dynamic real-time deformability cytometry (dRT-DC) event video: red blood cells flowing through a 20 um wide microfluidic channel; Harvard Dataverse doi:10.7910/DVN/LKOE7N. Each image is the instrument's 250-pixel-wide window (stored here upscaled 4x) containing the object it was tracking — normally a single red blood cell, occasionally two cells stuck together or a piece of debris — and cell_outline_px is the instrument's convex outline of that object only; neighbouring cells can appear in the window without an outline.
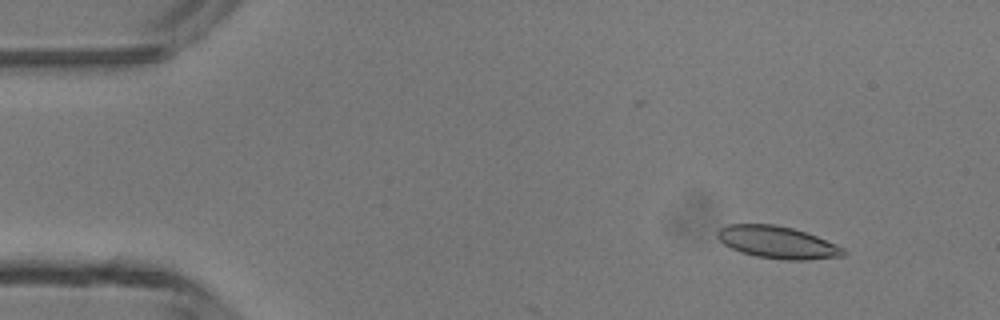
{"species": "common noctule bat (a hibernating species)", "species_latin": "Nyctalus noctula", "temperature_condition": "room temperature", "stored_images_in_passage": 3, "camera_frame_rate_fps": 3000, "um_per_image_px": 0.085, "animal": {"sex": "male", "body_mass_g": 13.3}, "frame": {"image": 1, "passage_image": 2, "time_ms": 1.0, "image_size_px": [1000, 320], "cell_outline_px": [[848, 252], [844, 256], [808, 260], [784, 260], [756, 256], [740, 252], [724, 244], [716, 236], [716, 232], [720, 228], [728, 224], [776, 224], [792, 228], [816, 236], [836, 244], [844, 248]], "centroid_in_image_um": [66.09, 20.6], "position_along_channel_um": 18.9, "area_um2": 23.76}}